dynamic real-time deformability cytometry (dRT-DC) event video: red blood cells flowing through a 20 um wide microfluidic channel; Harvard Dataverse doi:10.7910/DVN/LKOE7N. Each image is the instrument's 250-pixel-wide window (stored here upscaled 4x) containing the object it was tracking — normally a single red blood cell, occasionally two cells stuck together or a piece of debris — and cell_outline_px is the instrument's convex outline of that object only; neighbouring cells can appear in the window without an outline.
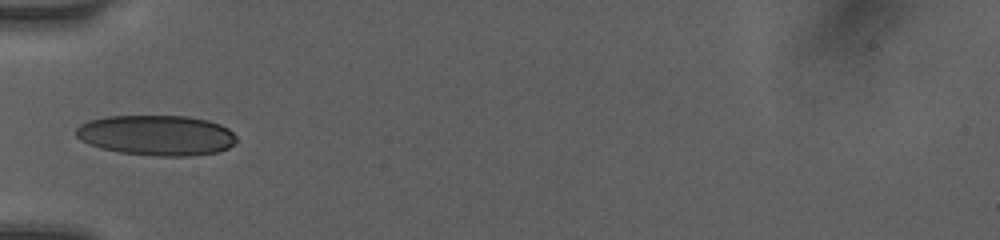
{"species": "human", "species_latin": "Homo sapiens", "temperature_condition": "room temperature", "stored_images_in_passage": 28, "camera_frame_rate_fps": 3000, "um_per_image_px": 0.085, "donor": {"sex": "female"}, "frame": {"image": 1, "passage_image": 1, "time_ms": 0.0, "image_size_px": [1000, 240], "cell_outline_px": [[236, 144], [228, 148], [216, 152], [192, 156], [156, 156], [120, 152], [100, 148], [88, 144], [80, 140], [76, 136], [76, 128], [80, 124], [88, 120], [104, 116], [188, 116], [208, 120], [220, 124], [228, 128], [236, 136]], "centroid_in_image_um": [13.3, 11.49], "position_along_channel_um": 71.7, "area_um2": 38.03}}
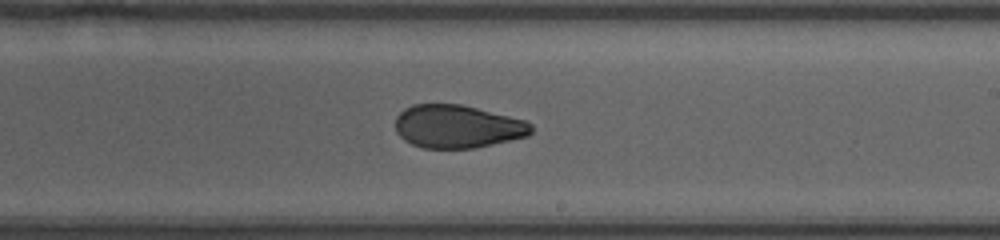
{"frame": {"image": 2, "passage_image": 12, "time_ms": 4.333, "image_size_px": [1000, 240], "cell_outline_px": [[532, 132], [528, 136], [492, 144], [472, 148], [424, 148], [412, 144], [404, 140], [396, 132], [396, 116], [404, 108], [412, 104], [460, 104], [524, 120], [532, 124]], "centroid_in_image_um": [38.85, 10.75], "position_along_channel_um": 250.2, "area_um2": 33.93}}
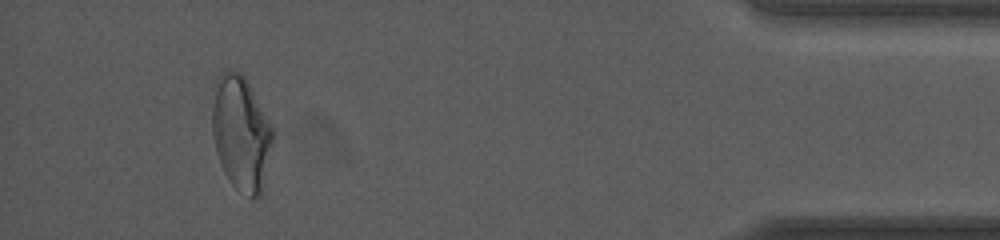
{"frame": {"image": 3, "passage_image": 25, "time_ms": 9.667, "image_size_px": [1000, 240], "cell_outline_px": [[276, 136], [264, 180], [260, 192], [256, 196], [252, 196], [236, 188], [228, 180], [224, 172], [216, 152], [212, 132], [212, 108], [216, 76], [220, 72], [228, 68], [240, 72], [244, 76], [272, 124], [276, 132]], "centroid_in_image_um": [20.5, 11.25], "position_along_channel_um": 414.7, "area_um2": 40.75}, "authors_computed_cell_mechanics": {"area_um2": 35.8649, "velocity_mm_per_s": 4.1153, "shape_relaxation_time_tau1_ms": 7.0497, "shape_relaxation_time_tau2_ms": 1.2603, "deformation_change_tau1": 0.1829, "deformation_change_tau2": 0.0645}}